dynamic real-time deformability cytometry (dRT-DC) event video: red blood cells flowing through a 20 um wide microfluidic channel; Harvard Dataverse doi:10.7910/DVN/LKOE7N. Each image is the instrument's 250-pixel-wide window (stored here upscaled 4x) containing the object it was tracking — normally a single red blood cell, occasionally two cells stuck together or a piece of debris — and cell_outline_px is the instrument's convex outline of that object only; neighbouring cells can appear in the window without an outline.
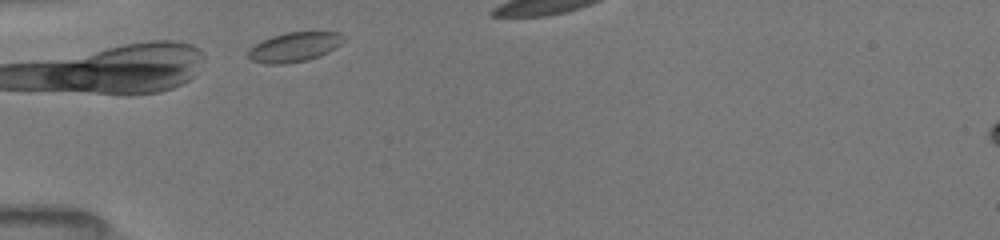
{"species": "common noctule bat (a hibernating species)", "species_latin": "Nyctalus noctula", "temperature_condition": "room temperature", "stored_images_in_passage": 3, "camera_frame_rate_fps": 3000, "um_per_image_px": 0.085, "animal": {"sex": "female", "body_mass_g": 19.5, "forearm_length_mm": 54.1}, "frame": {"image": 1, "passage_image": 1, "time_ms": 0.0, "image_size_px": [1000, 240], "cell_outline_px": [[348, 36], [340, 44], [328, 52], [320, 56], [308, 60], [284, 64], [264, 64], [252, 60], [248, 56], [248, 48], [272, 36], [284, 32], [340, 32]], "centroid_in_image_um": [25.05, 3.99], "position_along_channel_um": 60.0, "area_um2": 16.53}}